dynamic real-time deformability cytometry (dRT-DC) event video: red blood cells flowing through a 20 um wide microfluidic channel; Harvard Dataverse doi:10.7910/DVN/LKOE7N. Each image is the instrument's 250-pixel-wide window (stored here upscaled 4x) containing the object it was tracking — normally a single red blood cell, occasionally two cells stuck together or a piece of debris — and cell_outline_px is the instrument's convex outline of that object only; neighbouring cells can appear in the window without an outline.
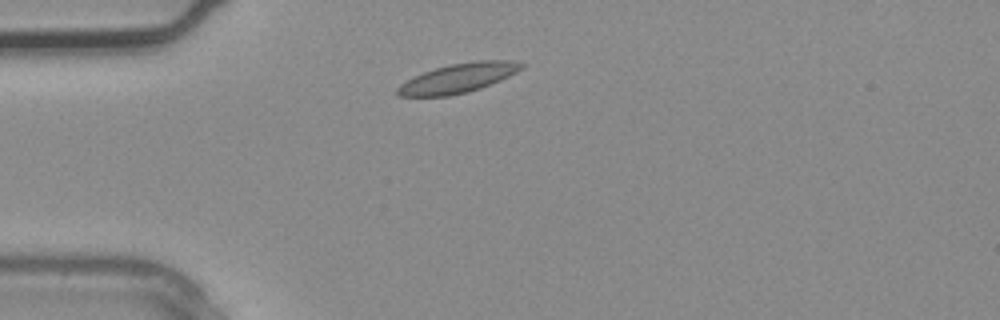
{"species": "common noctule bat (a hibernating species)", "species_latin": "Nyctalus noctula", "temperature_condition": "warm", "stored_images_in_passage": 1, "camera_frame_rate_fps": 3000, "um_per_image_px": 0.085, "animal": {"sex": "male", "body_mass_g": 20.4}, "frame": {"image": 1, "passage_image": 1, "time_ms": 0.0, "image_size_px": [1000, 320], "cell_outline_px": [[524, 68], [500, 80], [480, 88], [448, 96], [396, 96], [396, 88], [400, 84], [424, 72], [448, 64], [476, 60], [512, 60], [524, 64]], "centroid_in_image_um": [38.95, 6.63], "position_along_channel_um": 46.1, "area_um2": 20.98}}